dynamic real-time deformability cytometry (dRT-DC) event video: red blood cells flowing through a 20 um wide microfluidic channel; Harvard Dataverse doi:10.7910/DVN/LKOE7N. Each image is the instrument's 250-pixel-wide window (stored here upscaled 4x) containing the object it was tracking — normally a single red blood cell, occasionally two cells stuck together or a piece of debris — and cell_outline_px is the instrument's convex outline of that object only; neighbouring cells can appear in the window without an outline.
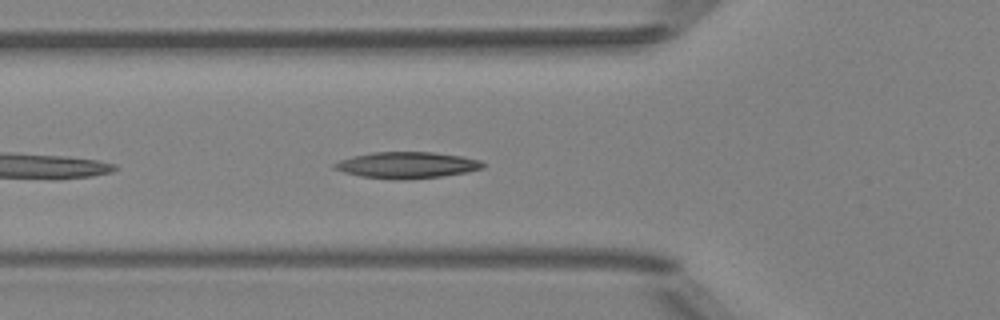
{"species": "Egyptian fruit bat (a non-hibernating species)", "species_latin": "Rousettus aegyptiacus", "temperature_condition": "room temperature", "stored_images_in_passage": 16, "camera_frame_rate_fps": 3000, "um_per_image_px": 0.085, "animal": {"sex": "female"}, "frame": {"image": 1, "passage_image": 3, "time_ms": 0.667, "image_size_px": [1000, 320], "cell_outline_px": [[484, 168], [468, 172], [440, 176], [404, 180], [360, 176], [344, 172], [332, 168], [332, 164], [340, 160], [352, 156], [372, 152], [432, 152], [460, 156], [480, 160], [484, 164]], "centroid_in_image_um": [34.57, 14.03], "position_along_channel_um": 91.2, "area_um2": 22.72}}